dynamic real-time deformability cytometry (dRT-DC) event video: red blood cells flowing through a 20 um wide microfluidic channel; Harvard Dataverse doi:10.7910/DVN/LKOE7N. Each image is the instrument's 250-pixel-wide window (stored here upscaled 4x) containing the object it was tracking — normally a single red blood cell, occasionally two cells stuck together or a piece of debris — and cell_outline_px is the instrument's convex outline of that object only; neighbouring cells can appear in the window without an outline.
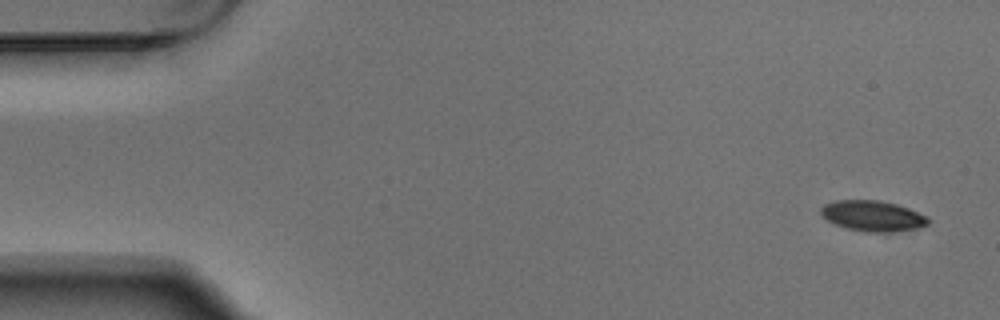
{"species": "Egyptian fruit bat (a non-hibernating species)", "species_latin": "Rousettus aegyptiacus", "temperature_condition": "warm", "stored_images_in_passage": 8, "camera_frame_rate_fps": 3000, "um_per_image_px": 0.085, "animal": {"sex": "male"}, "frame": {"image": 1, "passage_image": 1, "time_ms": 0.0, "image_size_px": [1000, 320], "cell_outline_px": [[932, 220], [928, 224], [920, 228], [896, 232], [864, 232], [848, 228], [836, 224], [828, 220], [820, 212], [820, 208], [824, 204], [836, 200], [880, 200], [896, 204], [908, 208], [928, 216]], "centroid_in_image_um": [74.24, 18.36], "position_along_channel_um": 10.8, "area_um2": 19.31}}
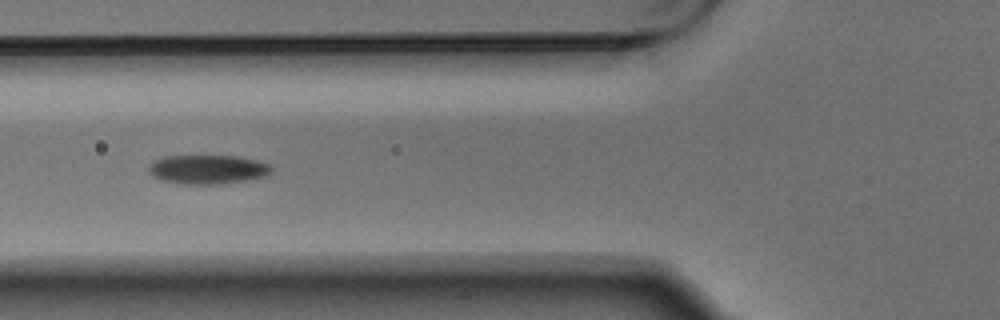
{"frame": {"image": 2, "passage_image": 6, "time_ms": 1.667, "image_size_px": [1000, 320], "cell_outline_px": [[272, 172], [264, 176], [248, 180], [220, 184], [184, 184], [160, 180], [152, 176], [148, 172], [148, 168], [156, 160], [164, 156], [240, 156], [272, 164]], "centroid_in_image_um": [17.68, 14.4], "position_along_channel_um": 108.1, "area_um2": 20.92}}
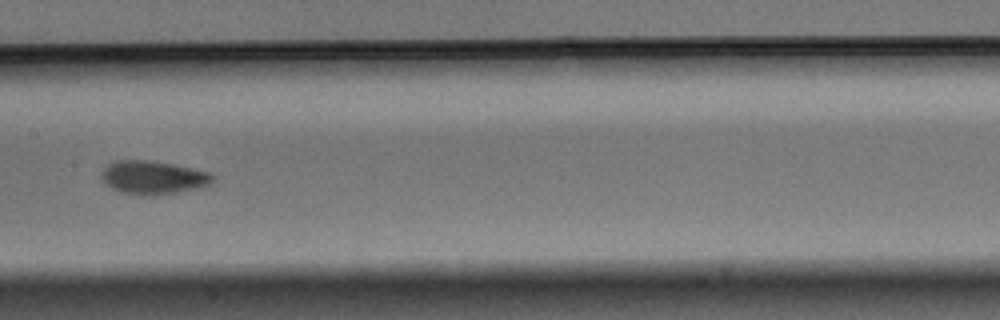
{"frame": {"image": 3, "passage_image": 8, "time_ms": 2.333, "image_size_px": [1000, 320], "cell_outline_px": [[212, 180], [208, 184], [200, 188], [152, 196], [140, 196], [120, 192], [112, 188], [100, 180], [100, 172], [108, 164], [116, 160], [144, 160], [172, 164], [208, 172], [212, 176]], "centroid_in_image_um": [12.92, 15.1], "position_along_channel_um": 194.5, "area_um2": 21.62}}